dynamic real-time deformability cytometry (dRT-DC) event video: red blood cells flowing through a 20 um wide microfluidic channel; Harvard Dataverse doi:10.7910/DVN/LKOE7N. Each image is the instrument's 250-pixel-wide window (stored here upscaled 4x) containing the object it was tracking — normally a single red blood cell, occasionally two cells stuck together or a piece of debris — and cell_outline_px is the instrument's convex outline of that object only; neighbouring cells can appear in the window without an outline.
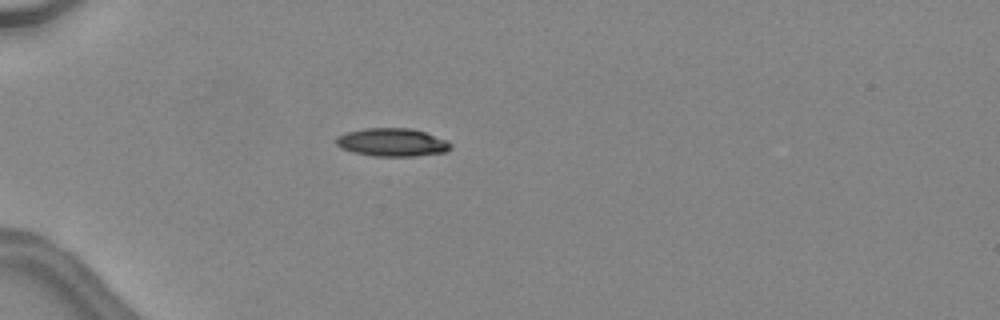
{"species": "common noctule bat (a hibernating species)", "species_latin": "Nyctalus noctula", "temperature_condition": "warm", "stored_images_in_passage": 33, "camera_frame_rate_fps": 3000, "um_per_image_px": 0.085, "animal": {"sex": "female", "body_mass_g": 24.6, "forearm_length_mm": 56.2}, "frame": {"image": 1, "passage_image": 1, "time_ms": 0.0, "image_size_px": [1000, 320], "cell_outline_px": [[452, 148], [444, 152], [416, 156], [372, 156], [352, 152], [340, 148], [336, 144], [336, 136], [348, 132], [364, 128], [408, 128], [424, 132], [448, 140], [452, 144]], "centroid_in_image_um": [33.33, 12.1], "position_along_channel_um": 51.7, "area_um2": 18.84}}
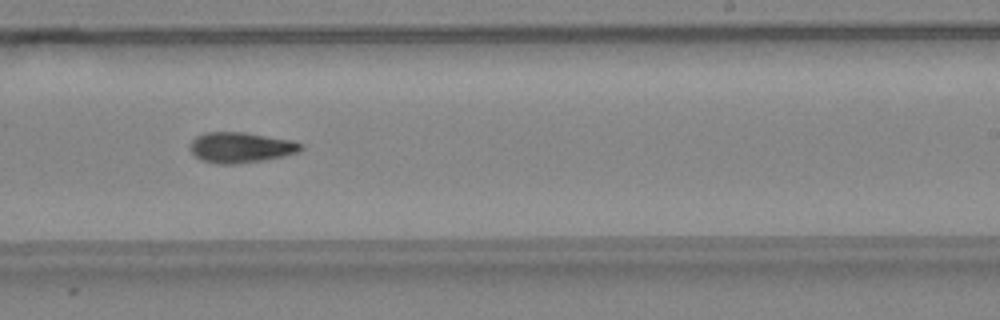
{"frame": {"image": 2, "passage_image": 17, "time_ms": 5.333, "image_size_px": [1000, 320], "cell_outline_px": [[304, 148], [296, 152], [284, 156], [264, 160], [236, 164], [216, 164], [200, 160], [192, 152], [192, 140], [196, 136], [208, 132], [244, 132], [292, 140], [304, 144]], "centroid_in_image_um": [20.49, 12.54], "position_along_channel_um": 268.5, "area_um2": 19.65}}
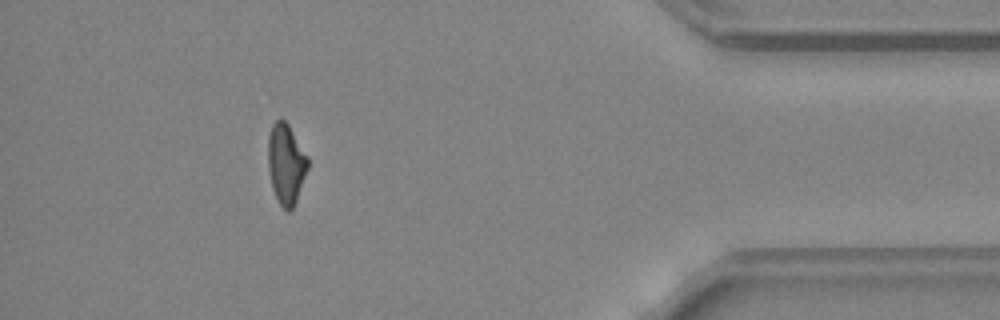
{"frame": {"image": 3, "passage_image": 29, "time_ms": 9.333, "image_size_px": [1000, 320], "cell_outline_px": [[308, 168], [296, 200], [292, 208], [288, 212], [280, 204], [272, 188], [268, 168], [268, 136], [272, 124], [280, 116], [288, 124], [308, 156]], "centroid_in_image_um": [24.3, 13.88], "position_along_channel_um": 410.9, "area_um2": 18.55}}